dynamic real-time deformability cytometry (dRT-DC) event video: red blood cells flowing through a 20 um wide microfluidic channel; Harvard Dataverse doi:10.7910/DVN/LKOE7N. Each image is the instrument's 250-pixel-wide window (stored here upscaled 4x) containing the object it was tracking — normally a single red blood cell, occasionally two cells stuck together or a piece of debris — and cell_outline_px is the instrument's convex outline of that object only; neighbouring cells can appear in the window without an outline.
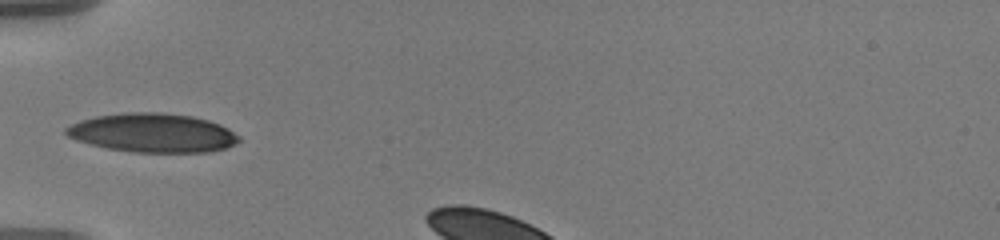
{"species": "human", "species_latin": "Homo sapiens", "temperature_condition": "warm", "stored_images_in_passage": 32, "camera_frame_rate_fps": 3000, "um_per_image_px": 0.085, "donor": {"sex": "male"}, "frame": {"image": 1, "passage_image": 1, "time_ms": 0.0, "image_size_px": [1000, 240], "cell_outline_px": [[240, 140], [236, 144], [228, 148], [208, 152], [132, 152], [108, 148], [76, 140], [68, 136], [64, 132], [64, 128], [80, 120], [96, 116], [128, 112], [160, 112], [192, 116], [208, 120], [220, 124], [228, 128], [240, 136]], "centroid_in_image_um": [13.01, 11.29], "position_along_channel_um": 72.0, "area_um2": 39.3}}
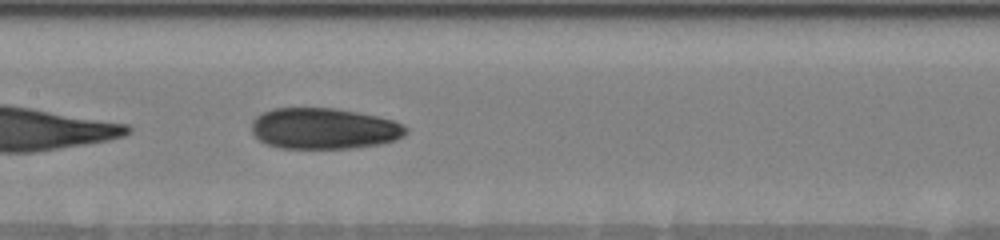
{"frame": {"image": 2, "passage_image": 10, "time_ms": 3.0, "image_size_px": [1000, 240], "cell_outline_px": [[408, 132], [404, 136], [396, 140], [380, 144], [348, 148], [280, 148], [268, 144], [260, 140], [252, 132], [252, 120], [256, 116], [272, 108], [336, 108], [376, 116], [392, 120], [404, 124], [408, 128]], "centroid_in_image_um": [27.55, 10.92], "position_along_channel_um": 179.8, "area_um2": 36.93}}
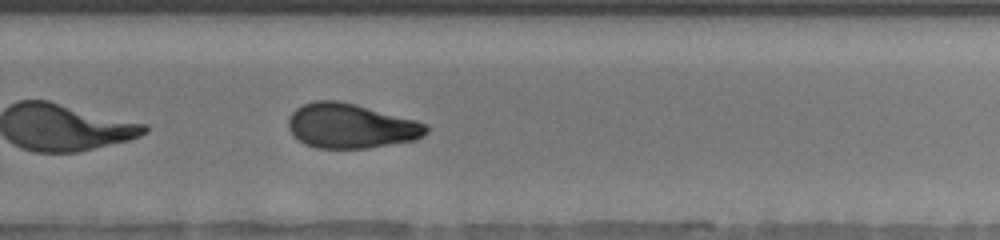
{"frame": {"image": 3, "passage_image": 20, "time_ms": 6.333, "image_size_px": [1000, 240], "cell_outline_px": [[428, 132], [416, 140], [368, 148], [316, 148], [304, 144], [292, 136], [288, 128], [288, 120], [292, 112], [296, 108], [304, 104], [316, 100], [340, 100], [356, 104], [416, 120], [428, 124]], "centroid_in_image_um": [29.81, 10.7], "position_along_channel_um": 300.0, "area_um2": 36.18}}